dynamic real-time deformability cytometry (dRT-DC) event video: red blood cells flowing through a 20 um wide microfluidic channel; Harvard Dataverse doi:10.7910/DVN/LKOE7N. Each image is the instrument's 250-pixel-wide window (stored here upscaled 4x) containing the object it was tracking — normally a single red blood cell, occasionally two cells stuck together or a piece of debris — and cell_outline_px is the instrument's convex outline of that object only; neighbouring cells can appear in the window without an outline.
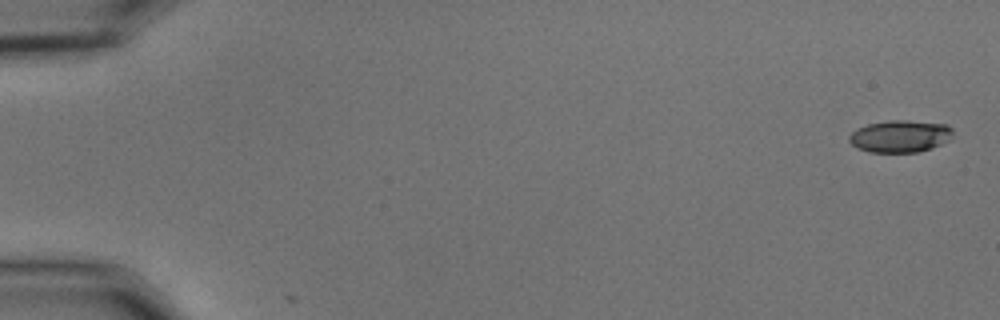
{"species": "common noctule bat (a hibernating species)", "species_latin": "Nyctalus noctula", "temperature_condition": "cold", "stored_images_in_passage": 3, "camera_frame_rate_fps": 3000, "um_per_image_px": 0.085, "animal": {"sex": "male", "body_mass_g": 15.6}, "frame": {"image": 1, "passage_image": 1, "time_ms": 0.0, "image_size_px": [1000, 320], "cell_outline_px": [[952, 132], [948, 140], [932, 148], [916, 152], [868, 152], [856, 148], [848, 140], [848, 136], [852, 132], [868, 124], [888, 120], [904, 120], [948, 124], [952, 128]], "centroid_in_image_um": [76.49, 11.58], "position_along_channel_um": 8.5, "area_um2": 19.36}}